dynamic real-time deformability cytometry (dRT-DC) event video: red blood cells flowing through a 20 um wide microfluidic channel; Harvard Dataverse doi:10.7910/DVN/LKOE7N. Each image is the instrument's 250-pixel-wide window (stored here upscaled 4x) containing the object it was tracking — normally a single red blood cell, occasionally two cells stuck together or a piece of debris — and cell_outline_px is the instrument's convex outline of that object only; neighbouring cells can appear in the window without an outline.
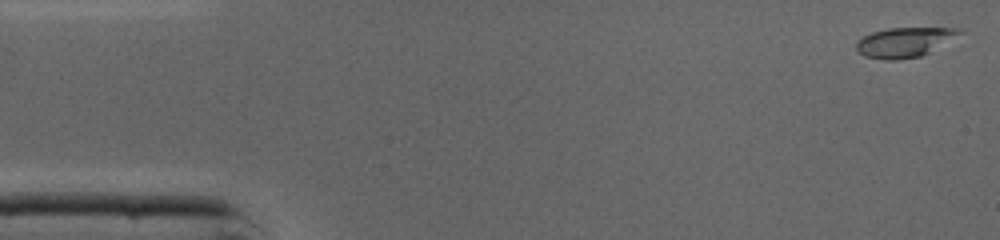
{"species": "common noctule bat (a hibernating species)", "species_latin": "Nyctalus noctula", "temperature_condition": "cold", "stored_images_in_passage": 46, "camera_frame_rate_fps": 3000, "um_per_image_px": 0.085, "animal": {"sex": "male", "body_mass_g": 19.0, "forearm_length_mm": 50.8}, "frame": {"image": 1, "passage_image": 1, "time_ms": 0.0, "image_size_px": [1000, 240], "cell_outline_px": [[964, 32], [928, 52], [920, 56], [896, 60], [884, 60], [864, 56], [856, 48], [856, 40], [872, 32], [888, 28], [964, 28]], "centroid_in_image_um": [76.85, 3.58], "position_along_channel_um": 8.1, "area_um2": 17.69}}
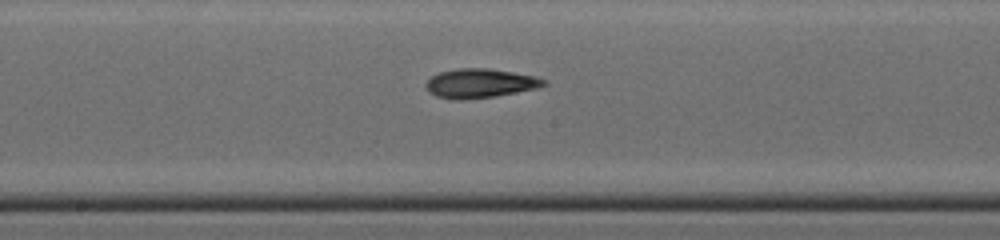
{"frame": {"image": 2, "passage_image": 23, "time_ms": 7.333, "image_size_px": [1000, 240], "cell_outline_px": [[548, 84], [536, 88], [516, 92], [492, 96], [460, 100], [452, 100], [436, 96], [428, 92], [424, 84], [432, 76], [440, 72], [456, 68], [488, 68], [536, 76], [544, 80]], "centroid_in_image_um": [40.75, 7.08], "position_along_channel_um": 207.4, "area_um2": 19.94}}
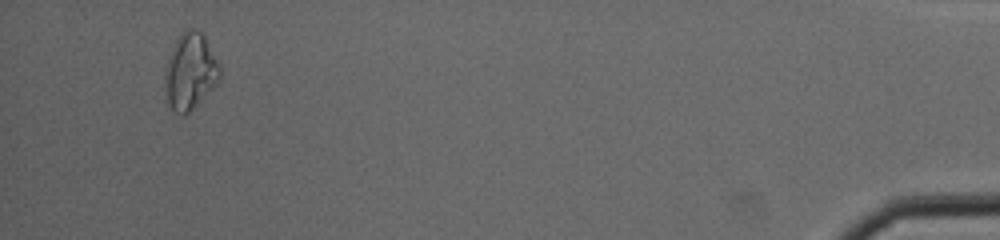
{"frame": {"image": 3, "passage_image": 43, "time_ms": 14.0, "image_size_px": [1000, 240], "cell_outline_px": [[220, 80], [184, 116], [180, 116], [168, 104], [164, 84], [164, 72], [172, 48], [176, 40], [184, 28], [196, 28], [204, 36], [220, 64]], "centroid_in_image_um": [16.16, 6.05], "position_along_channel_um": 419.0, "area_um2": 24.33}, "authors_computed_cell_mechanics": {"area_um2": 19.652, "velocity_mm_per_s": 4.3843, "shape_relaxation_time_tau1_ms": 3.8668, "shape_relaxation_time_tau2_ms": 4.9494, "deformation_change_tau1": 0.1475, "deformation_change_tau2": 0.1035}}